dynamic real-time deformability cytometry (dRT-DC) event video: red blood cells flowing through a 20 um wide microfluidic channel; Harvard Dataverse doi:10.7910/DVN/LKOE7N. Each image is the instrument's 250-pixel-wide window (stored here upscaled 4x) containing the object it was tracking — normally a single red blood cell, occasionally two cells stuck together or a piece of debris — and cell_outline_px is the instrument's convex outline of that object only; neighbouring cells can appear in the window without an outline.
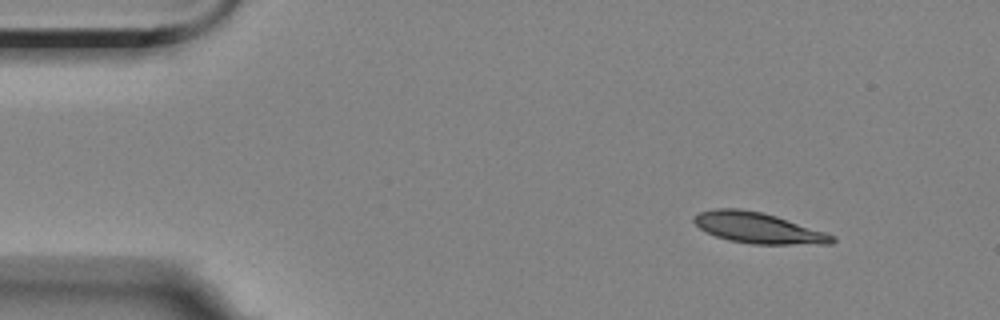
{"species": "Egyptian fruit bat (a non-hibernating species)", "species_latin": "Rousettus aegyptiacus", "temperature_condition": "room temperature", "stored_images_in_passage": 5, "camera_frame_rate_fps": 3000, "um_per_image_px": 0.085, "animal": {"sex": "female"}, "frame": {"image": 1, "passage_image": 1, "time_ms": 0.0, "image_size_px": [1000, 320], "cell_outline_px": [[836, 240], [832, 244], [752, 244], [728, 240], [716, 236], [700, 228], [692, 220], [700, 212], [716, 208], [740, 208], [760, 212], [776, 216], [836, 236]], "centroid_in_image_um": [64.45, 19.38], "position_along_channel_um": 20.5, "area_um2": 24.51}}
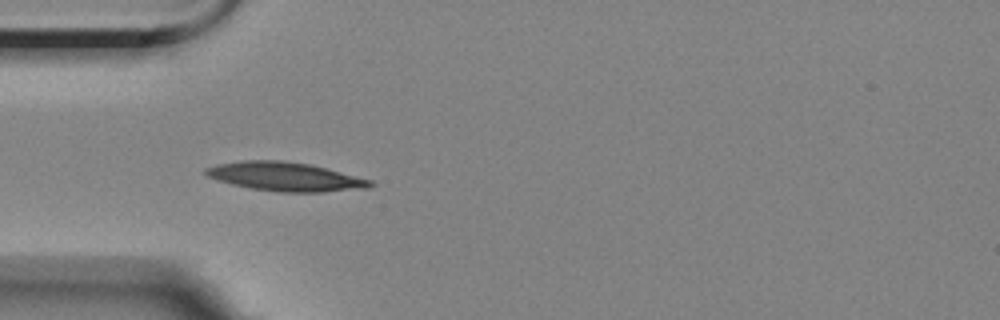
{"frame": {"image": 2, "passage_image": 4, "time_ms": 3.333, "image_size_px": [1000, 320], "cell_outline_px": [[376, 184], [368, 188], [324, 192], [280, 192], [252, 188], [232, 184], [216, 180], [208, 176], [204, 172], [204, 168], [216, 164], [240, 160], [280, 160], [308, 164], [372, 180]], "centroid_in_image_um": [24.22, 15.01], "position_along_channel_um": 60.8, "area_um2": 27.57}}
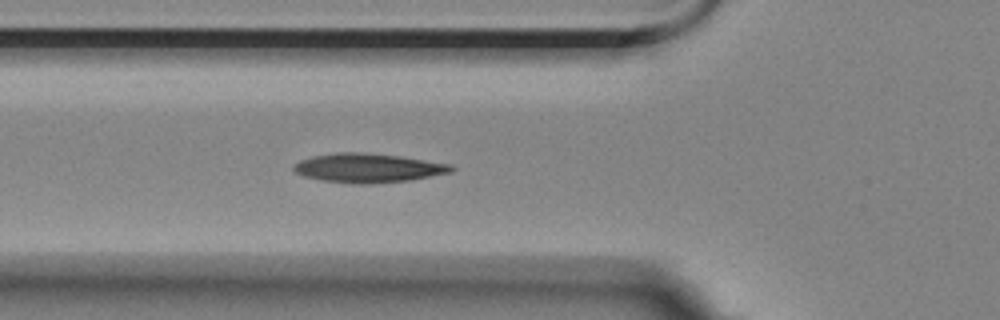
{"frame": {"image": 3, "passage_image": 5, "time_ms": 4.333, "image_size_px": [1000, 320], "cell_outline_px": [[456, 168], [452, 172], [412, 180], [372, 184], [352, 184], [324, 180], [304, 176], [296, 172], [292, 168], [292, 164], [300, 160], [312, 156], [336, 152], [360, 152], [400, 156], [452, 164]], "centroid_in_image_um": [31.31, 14.28], "position_along_channel_um": 94.5, "area_um2": 26.93}}